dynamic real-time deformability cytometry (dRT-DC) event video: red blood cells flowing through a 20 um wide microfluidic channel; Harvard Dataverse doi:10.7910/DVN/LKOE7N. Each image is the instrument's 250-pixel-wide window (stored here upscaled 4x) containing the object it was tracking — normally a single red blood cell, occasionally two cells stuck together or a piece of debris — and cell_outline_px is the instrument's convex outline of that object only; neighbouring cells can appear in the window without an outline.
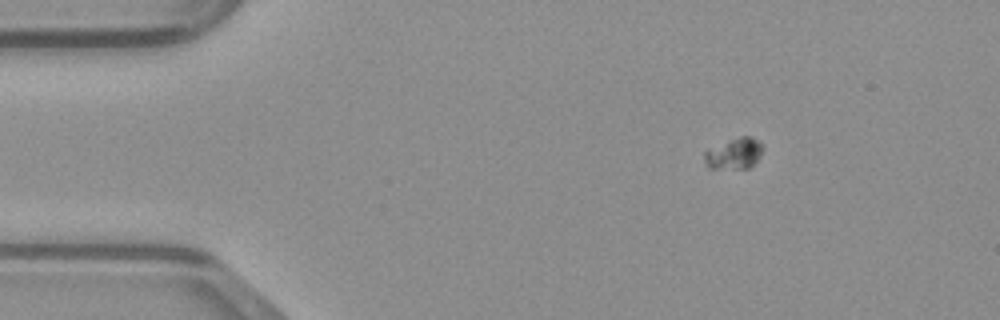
{"species": "common noctule bat (a hibernating species)", "species_latin": "Nyctalus noctula", "temperature_condition": "warm", "stored_images_in_passage": 43, "camera_frame_rate_fps": 3000, "um_per_image_px": 0.085, "animal": {"sex": "male", "body_mass_g": 23.1, "forearm_length_mm": 52.7}, "frame": {"image": 1, "passage_image": 1, "time_ms": 0.0, "image_size_px": [1000, 320], "cell_outline_px": [[764, 148], [760, 156], [748, 168], [708, 168], [704, 160], [704, 152], [708, 148], [728, 140], [740, 136], [752, 136]], "centroid_in_image_um": [62.37, 13.04], "position_along_channel_um": 22.6, "area_um2": 10.52}}
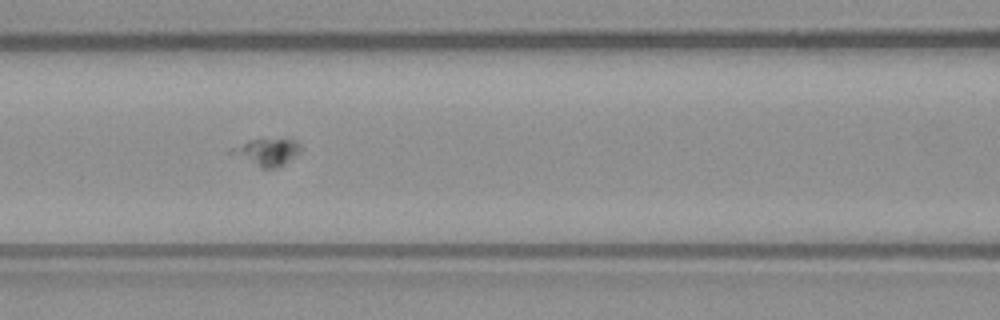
{"frame": {"image": 2, "passage_image": 15, "time_ms": 4.667, "image_size_px": [1000, 320], "cell_outline_px": [[300, 152], [284, 164], [276, 168], [260, 168], [228, 152], [228, 148], [248, 140], [260, 136], [296, 140], [300, 144]], "centroid_in_image_um": [22.65, 12.86], "position_along_channel_um": 144.0, "area_um2": 11.5}}
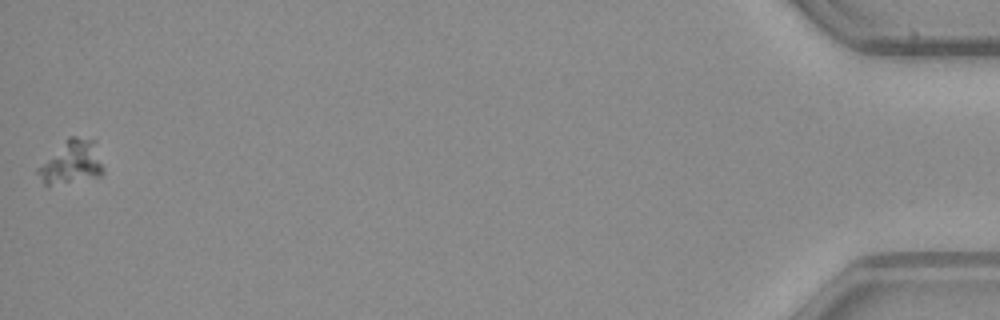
{"frame": {"image": 3, "passage_image": 43, "time_ms": 14.0, "image_size_px": [1000, 320], "cell_outline_px": [[104, 172], [100, 176], [48, 188], [44, 184], [36, 172], [36, 168], [68, 136], [76, 136], [96, 140], [104, 168]], "centroid_in_image_um": [6.08, 13.82], "position_along_channel_um": 429.1, "area_um2": 17.22}}